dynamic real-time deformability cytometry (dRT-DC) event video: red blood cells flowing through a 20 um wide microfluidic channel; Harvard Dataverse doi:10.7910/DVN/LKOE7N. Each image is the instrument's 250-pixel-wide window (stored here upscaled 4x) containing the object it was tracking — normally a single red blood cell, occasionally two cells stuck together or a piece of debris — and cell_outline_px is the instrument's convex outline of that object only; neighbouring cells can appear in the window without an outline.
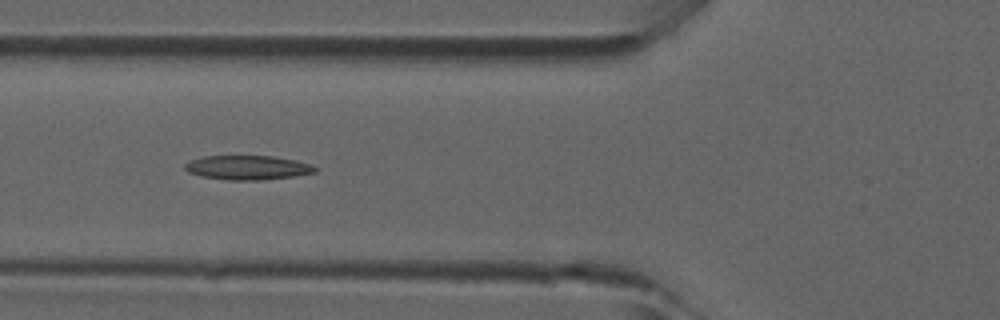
{"species": "common noctule bat (a hibernating species)", "species_latin": "Nyctalus noctula", "temperature_condition": "room temperature", "stored_images_in_passage": 5, "camera_frame_rate_fps": 3000, "um_per_image_px": 0.085, "animal": {"sex": "male", "forearm_length_mm": 52.5}, "frame": {"image": 1, "passage_image": 5, "time_ms": 1.333, "image_size_px": [1000, 320], "cell_outline_px": [[320, 168], [316, 172], [292, 176], [260, 180], [228, 180], [200, 176], [188, 172], [184, 168], [184, 164], [192, 160], [204, 156], [272, 156], [296, 160]], "centroid_in_image_um": [21.04, 14.24], "position_along_channel_um": 104.8, "area_um2": 18.32}}